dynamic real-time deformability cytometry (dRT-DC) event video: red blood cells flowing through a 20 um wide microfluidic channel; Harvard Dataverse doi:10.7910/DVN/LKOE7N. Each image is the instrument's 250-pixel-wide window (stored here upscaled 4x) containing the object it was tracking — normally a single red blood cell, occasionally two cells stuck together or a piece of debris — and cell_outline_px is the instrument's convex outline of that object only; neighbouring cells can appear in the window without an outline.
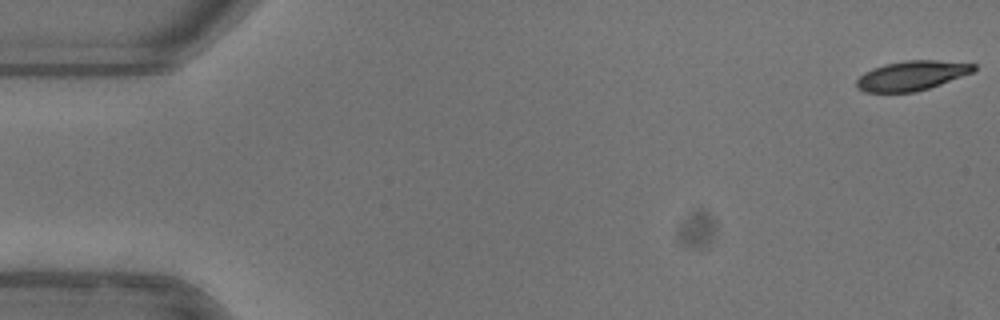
{"species": "common noctule bat (a hibernating species)", "species_latin": "Nyctalus noctula", "temperature_condition": "warm", "stored_images_in_passage": 52, "camera_frame_rate_fps": 3000, "um_per_image_px": 0.085, "animal": {"sex": "female"}, "frame": {"image": 1, "passage_image": 1, "time_ms": 0.0, "image_size_px": [1000, 320], "cell_outline_px": [[976, 68], [972, 72], [940, 84], [916, 92], [864, 92], [856, 88], [856, 80], [864, 72], [872, 68], [884, 64], [908, 60], [936, 60], [976, 64]], "centroid_in_image_um": [77.45, 6.43], "position_along_channel_um": 7.5, "area_um2": 20.11}}
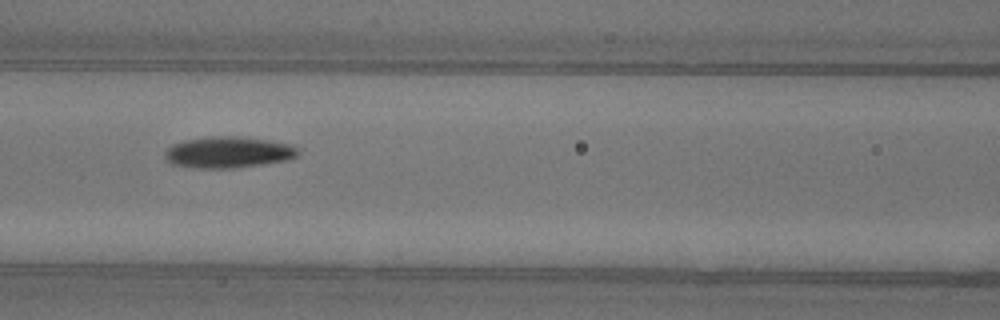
{"frame": {"image": 2, "passage_image": 23, "time_ms": 7.333, "image_size_px": [1000, 320], "cell_outline_px": [[300, 152], [296, 156], [288, 160], [232, 168], [200, 168], [172, 164], [164, 156], [164, 152], [172, 144], [184, 140], [212, 136], [240, 136], [268, 140], [288, 144], [300, 148]], "centroid_in_image_um": [19.41, 12.93], "position_along_channel_um": 147.2, "area_um2": 24.22}}
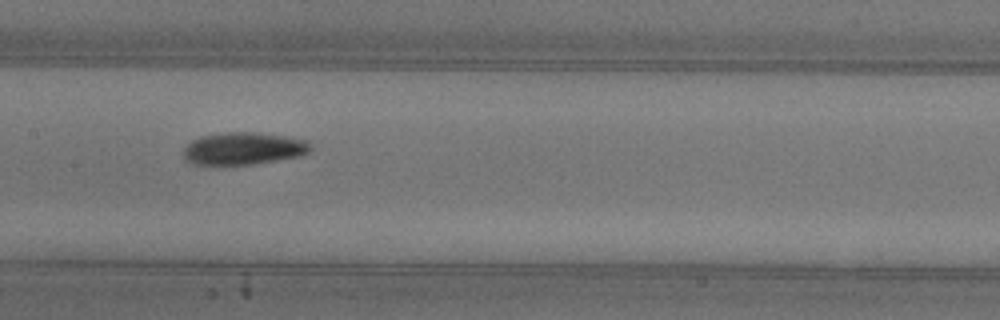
{"frame": {"image": 3, "passage_image": 26, "time_ms": 8.333, "image_size_px": [1000, 320], "cell_outline_px": [[312, 148], [308, 152], [300, 156], [252, 164], [192, 164], [184, 160], [184, 148], [192, 140], [200, 136], [224, 132], [256, 132], [284, 136], [308, 140], [312, 144]], "centroid_in_image_um": [20.7, 12.61], "position_along_channel_um": 186.7, "area_um2": 23.99}, "authors_computed_cell_mechanics": {"area_um2": 22.3686, "velocity_mm_per_s": 3.9539, "shape_relaxation_time_tau1_ms": 3.5037, "shape_relaxation_time_tau2_ms": 2.9059, "deformation_change_tau1": 0.1411, "deformation_change_tau2": 0.0761}}